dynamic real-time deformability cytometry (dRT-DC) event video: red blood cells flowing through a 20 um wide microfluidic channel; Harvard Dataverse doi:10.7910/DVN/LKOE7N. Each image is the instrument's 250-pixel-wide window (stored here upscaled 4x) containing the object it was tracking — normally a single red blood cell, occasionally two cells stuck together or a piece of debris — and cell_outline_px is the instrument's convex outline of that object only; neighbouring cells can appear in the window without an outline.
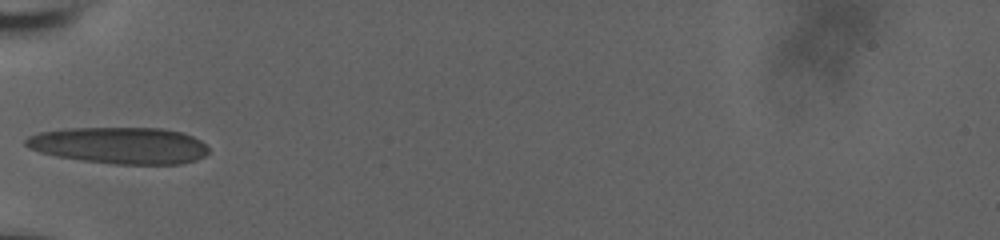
{"species": "human", "species_latin": "Homo sapiens", "temperature_condition": "room temperature", "stored_images_in_passage": 36, "camera_frame_rate_fps": 3000, "um_per_image_px": 0.085, "donor": {"sex": "male"}, "frame": {"image": 1, "passage_image": 1, "time_ms": 0.0, "image_size_px": [1000, 240], "cell_outline_px": [[208, 152], [204, 156], [196, 160], [180, 164], [116, 164], [80, 160], [56, 156], [40, 152], [28, 148], [24, 144], [24, 140], [28, 136], [40, 132], [64, 128], [160, 128], [184, 132], [200, 140], [208, 148]], "centroid_in_image_um": [10.15, 12.36], "position_along_channel_um": 74.8, "area_um2": 39.19}}
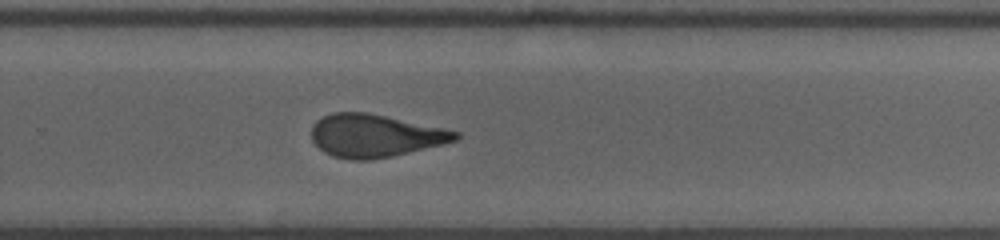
{"frame": {"image": 2, "passage_image": 19, "time_ms": 6.0, "image_size_px": [1000, 240], "cell_outline_px": [[460, 136], [456, 140], [444, 144], [392, 156], [368, 160], [352, 160], [332, 156], [324, 152], [312, 140], [312, 124], [316, 120], [332, 112], [364, 112], [444, 128], [460, 132]], "centroid_in_image_um": [31.86, 11.54], "position_along_channel_um": 297.9, "area_um2": 35.72}}
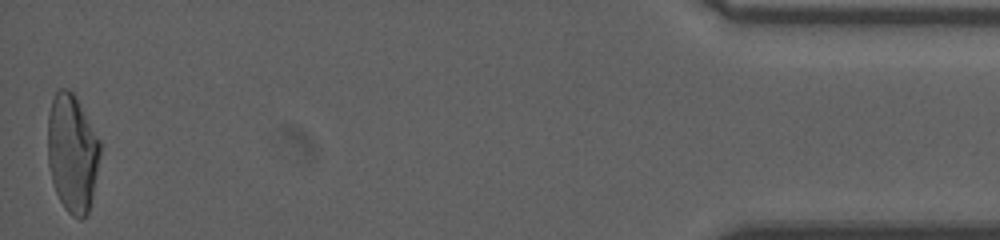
{"frame": {"image": 3, "passage_image": 36, "time_ms": 11.667, "image_size_px": [1000, 240], "cell_outline_px": [[100, 152], [92, 196], [88, 212], [80, 220], [72, 216], [64, 208], [56, 192], [52, 180], [48, 164], [48, 112], [52, 100], [56, 92], [60, 88], [68, 88], [76, 96], [100, 140]], "centroid_in_image_um": [6.13, 12.99], "position_along_channel_um": 429.1, "area_um2": 35.89}, "authors_computed_cell_mechanics": {"area_um2": 36.2984, "velocity_mm_per_s": 3.7327, "shape_relaxation_time_tau1_ms": null, "shape_relaxation_time_tau2_ms": 1.6775, "deformation_change_tau1": null, "deformation_change_tau2": 0.109}}